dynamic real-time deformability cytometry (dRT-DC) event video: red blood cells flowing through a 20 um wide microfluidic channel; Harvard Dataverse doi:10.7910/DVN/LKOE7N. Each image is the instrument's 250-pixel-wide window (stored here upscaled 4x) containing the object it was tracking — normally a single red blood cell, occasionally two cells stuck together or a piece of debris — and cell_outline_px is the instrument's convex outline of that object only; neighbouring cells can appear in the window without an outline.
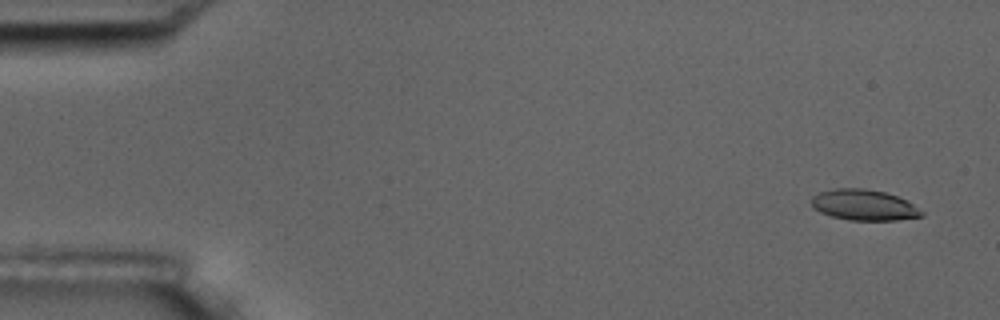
{"species": "common noctule bat (a hibernating species)", "species_latin": "Nyctalus noctula", "temperature_condition": "room temperature", "stored_images_in_passage": 5, "camera_frame_rate_fps": 3000, "um_per_image_px": 0.085, "animal": {"sex": "male", "body_mass_g": 17.5, "forearm_length_mm": 52.3}, "frame": {"image": 1, "passage_image": 1, "time_ms": 0.0, "image_size_px": [1000, 320], "cell_outline_px": [[924, 216], [896, 220], [848, 220], [832, 216], [820, 212], [812, 208], [812, 196], [820, 192], [836, 188], [864, 188], [884, 192], [896, 196], [912, 204], [924, 212]], "centroid_in_image_um": [73.42, 17.43], "position_along_channel_um": 11.6, "area_um2": 19.65}}
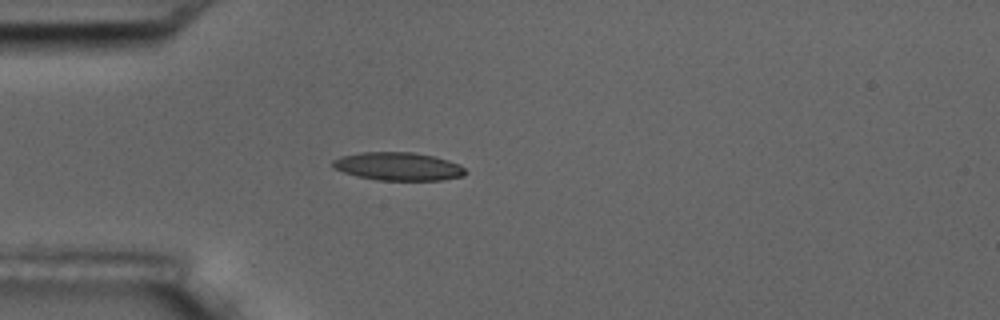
{"frame": {"image": 2, "passage_image": 5, "time_ms": 4.333, "image_size_px": [1000, 320], "cell_outline_px": [[468, 172], [464, 176], [440, 180], [376, 180], [356, 176], [344, 172], [336, 168], [332, 164], [332, 160], [340, 156], [360, 152], [412, 152], [432, 156], [448, 160], [460, 164]], "centroid_in_image_um": [33.86, 14.14], "position_along_channel_um": 51.1, "area_um2": 21.79}}